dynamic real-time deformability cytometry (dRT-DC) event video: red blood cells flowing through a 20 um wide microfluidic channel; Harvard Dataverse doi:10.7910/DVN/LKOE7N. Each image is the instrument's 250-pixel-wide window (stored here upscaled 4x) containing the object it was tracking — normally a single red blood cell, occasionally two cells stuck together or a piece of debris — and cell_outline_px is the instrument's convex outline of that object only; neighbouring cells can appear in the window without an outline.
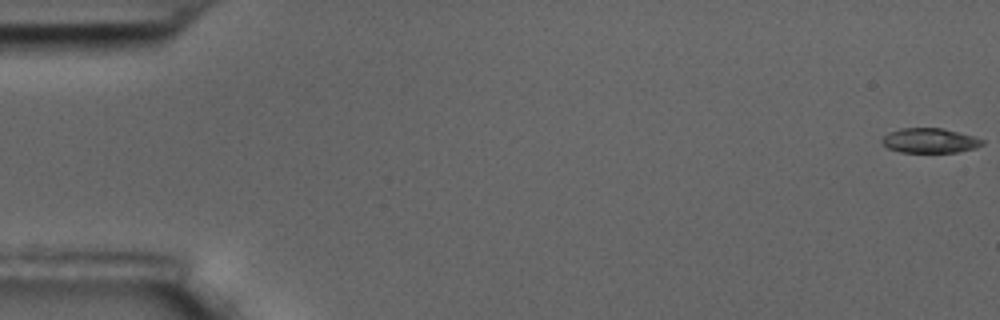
{"species": "common noctule bat (a hibernating species)", "species_latin": "Nyctalus noctula", "temperature_condition": "room temperature", "stored_images_in_passage": 32, "camera_frame_rate_fps": 3000, "um_per_image_px": 0.085, "animal": {"sex": "male", "body_mass_g": 17.5, "forearm_length_mm": 52.3}, "frame": {"image": 1, "passage_image": 1, "time_ms": 0.0, "image_size_px": [1000, 320], "cell_outline_px": [[984, 144], [976, 148], [956, 152], [900, 152], [888, 148], [880, 140], [888, 132], [900, 128], [940, 128], [972, 136], [984, 140]], "centroid_in_image_um": [79.01, 11.95], "position_along_channel_um": 6.0, "area_um2": 14.33}}
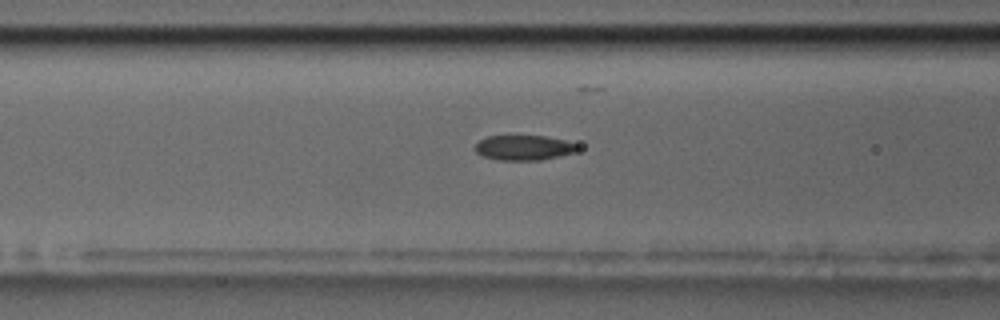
{"frame": {"image": 2, "passage_image": 24, "time_ms": 7.667, "image_size_px": [1000, 320], "cell_outline_px": [[580, 148], [576, 152], [560, 156], [540, 160], [496, 160], [484, 156], [476, 152], [476, 144], [480, 140], [488, 136], [508, 132], [544, 136], [564, 140], [580, 144]], "centroid_in_image_um": [44.54, 12.5], "position_along_channel_um": 122.1, "area_um2": 15.78}}
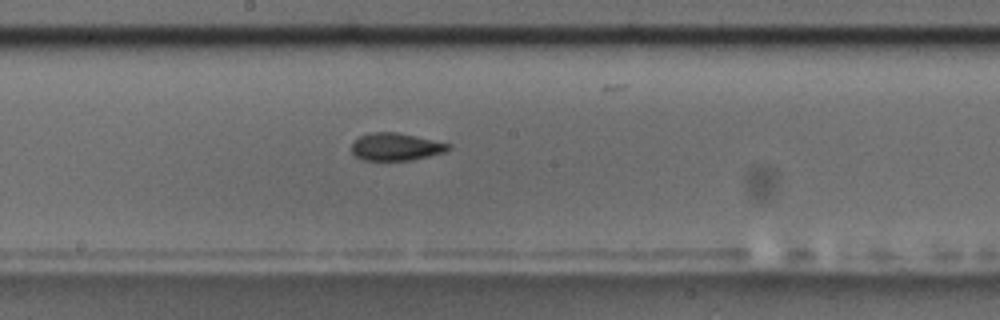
{"frame": {"image": 3, "passage_image": 32, "time_ms": 10.333, "image_size_px": [1000, 320], "cell_outline_px": [[452, 148], [444, 152], [412, 160], [364, 160], [356, 156], [352, 152], [352, 140], [368, 132], [396, 132], [452, 144]], "centroid_in_image_um": [33.64, 12.47], "position_along_channel_um": 214.6, "area_um2": 15.55}}